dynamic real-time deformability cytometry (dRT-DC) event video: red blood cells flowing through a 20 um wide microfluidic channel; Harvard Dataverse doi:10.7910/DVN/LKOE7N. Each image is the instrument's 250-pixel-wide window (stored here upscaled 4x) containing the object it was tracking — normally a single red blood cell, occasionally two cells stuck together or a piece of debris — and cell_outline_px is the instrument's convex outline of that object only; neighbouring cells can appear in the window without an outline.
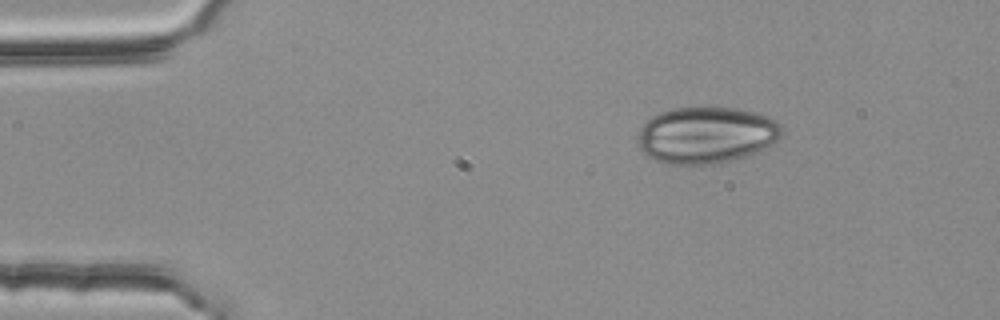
{"species": "common noctule bat (a hibernating species)", "species_latin": "Nyctalus noctula", "temperature_condition": "room temperature", "stored_images_in_passage": 3, "camera_frame_rate_fps": 3000, "um_per_image_px": 0.085, "animal": {"sex": "female", "body_mass_g": 25.1}, "frame": {"image": 1, "passage_image": 1, "time_ms": 0.0, "image_size_px": [1000, 320], "cell_outline_px": [[784, 132], [776, 140], [764, 148], [756, 152], [744, 156], [712, 164], [664, 164], [644, 156], [640, 148], [640, 128], [652, 116], [660, 112], [672, 108], [732, 108], [752, 112], [776, 120], [780, 124]], "centroid_in_image_um": [60.0, 11.49], "position_along_channel_um": 25.0, "area_um2": 46.99}}